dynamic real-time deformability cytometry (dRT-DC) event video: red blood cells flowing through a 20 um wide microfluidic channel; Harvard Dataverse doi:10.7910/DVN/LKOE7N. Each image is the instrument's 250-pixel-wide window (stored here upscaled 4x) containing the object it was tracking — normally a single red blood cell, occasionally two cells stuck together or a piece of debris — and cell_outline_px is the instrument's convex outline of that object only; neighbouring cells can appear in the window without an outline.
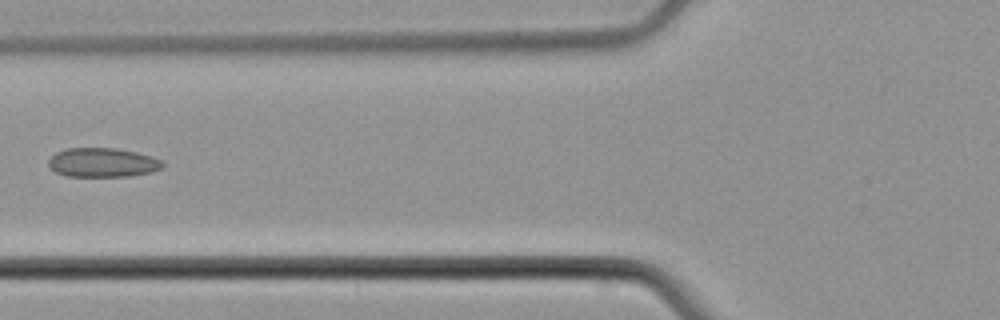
{"species": "common noctule bat (a hibernating species)", "species_latin": "Nyctalus noctula", "temperature_condition": "cold", "stored_images_in_passage": 8, "camera_frame_rate_fps": 3000, "um_per_image_px": 0.085, "animal": {"sex": "male", "body_mass_g": 21.5, "forearm_length_mm": 52.0}, "frame": {"image": 1, "passage_image": 7, "time_ms": 9.667, "image_size_px": [1000, 320], "cell_outline_px": [[164, 168], [152, 172], [128, 176], [68, 176], [56, 172], [48, 164], [48, 160], [56, 152], [68, 148], [116, 148], [136, 152], [152, 156], [160, 160], [164, 164]], "centroid_in_image_um": [8.75, 13.81], "position_along_channel_um": 117.1, "area_um2": 19.36}}
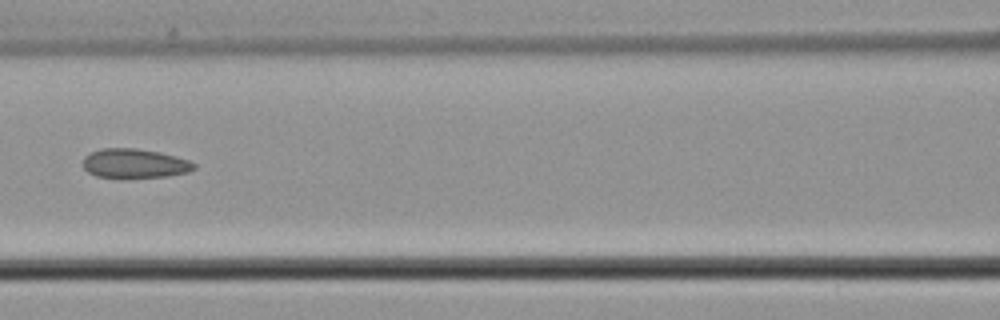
{"frame": {"image": 2, "passage_image": 8, "time_ms": 10.667, "image_size_px": [1000, 320], "cell_outline_px": [[196, 168], [188, 172], [168, 176], [96, 176], [88, 172], [84, 168], [84, 156], [100, 148], [136, 148], [160, 152], [188, 160], [196, 164]], "centroid_in_image_um": [11.46, 13.86], "position_along_channel_um": 155.1, "area_um2": 18.5}}